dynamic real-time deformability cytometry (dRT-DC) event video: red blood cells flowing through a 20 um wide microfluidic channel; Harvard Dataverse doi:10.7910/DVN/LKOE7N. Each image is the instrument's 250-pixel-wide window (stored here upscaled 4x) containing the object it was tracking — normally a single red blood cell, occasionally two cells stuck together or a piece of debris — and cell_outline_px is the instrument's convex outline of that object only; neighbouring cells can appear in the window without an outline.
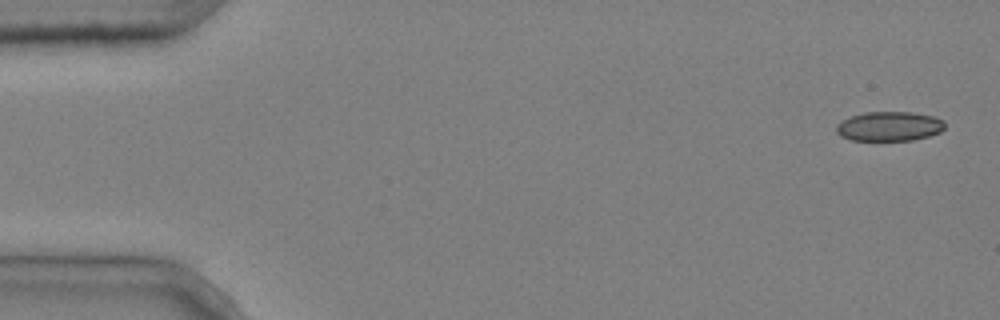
{"species": "common noctule bat (a hibernating species)", "species_latin": "Nyctalus noctula", "temperature_condition": "cold", "stored_images_in_passage": 5, "camera_frame_rate_fps": 3000, "um_per_image_px": 0.085, "animal": {"sex": "male", "body_mass_g": 20.4}, "frame": {"image": 1, "passage_image": 1, "time_ms": 0.0, "image_size_px": [1000, 320], "cell_outline_px": [[944, 128], [940, 132], [928, 136], [912, 140], [852, 140], [840, 136], [836, 132], [836, 124], [840, 120], [864, 112], [912, 112], [932, 116], [944, 120]], "centroid_in_image_um": [75.56, 10.73], "position_along_channel_um": 9.4, "area_um2": 18.67}}
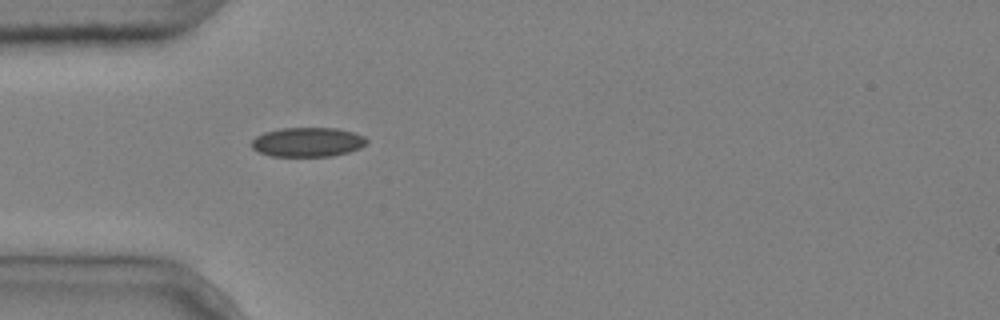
{"frame": {"image": 2, "passage_image": 5, "time_ms": 1.333, "image_size_px": [1000, 320], "cell_outline_px": [[368, 144], [360, 148], [348, 152], [332, 156], [272, 156], [260, 152], [252, 148], [252, 140], [256, 136], [264, 132], [280, 128], [336, 128], [352, 132], [364, 136], [368, 140]], "centroid_in_image_um": [26.17, 12.07], "position_along_channel_um": 58.8, "area_um2": 19.71}}